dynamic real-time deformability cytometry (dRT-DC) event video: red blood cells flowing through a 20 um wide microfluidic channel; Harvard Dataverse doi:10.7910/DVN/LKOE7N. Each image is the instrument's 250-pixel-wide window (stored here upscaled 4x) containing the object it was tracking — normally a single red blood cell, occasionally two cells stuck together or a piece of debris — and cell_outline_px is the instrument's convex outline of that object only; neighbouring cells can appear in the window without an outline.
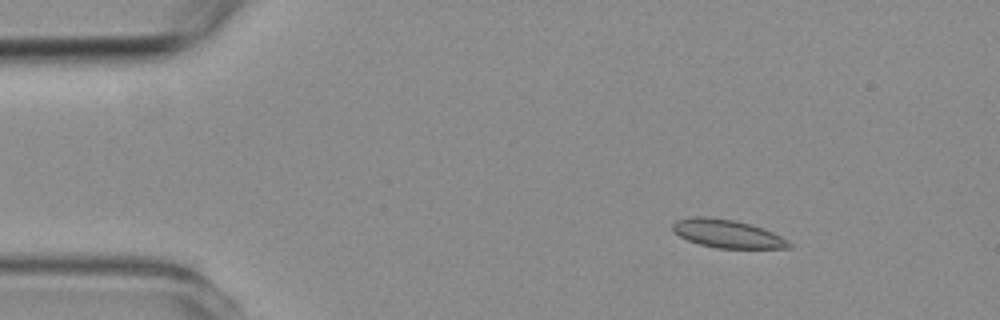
{"species": "common noctule bat (a hibernating species)", "species_latin": "Nyctalus noctula", "temperature_condition": "room temperature", "stored_images_in_passage": 4, "camera_frame_rate_fps": 3000, "um_per_image_px": 0.085, "animal": {"sex": "female", "body_mass_g": 19.3, "forearm_length_mm": 54.1}, "frame": {"image": 1, "passage_image": 2, "time_ms": 2.0, "image_size_px": [1000, 320], "cell_outline_px": [[792, 248], [716, 248], [700, 244], [688, 240], [672, 232], [672, 224], [676, 220], [692, 216], [708, 216], [732, 220], [748, 224], [772, 232], [788, 240], [792, 244]], "centroid_in_image_um": [61.78, 19.86], "position_along_channel_um": 23.2, "area_um2": 19.02}}